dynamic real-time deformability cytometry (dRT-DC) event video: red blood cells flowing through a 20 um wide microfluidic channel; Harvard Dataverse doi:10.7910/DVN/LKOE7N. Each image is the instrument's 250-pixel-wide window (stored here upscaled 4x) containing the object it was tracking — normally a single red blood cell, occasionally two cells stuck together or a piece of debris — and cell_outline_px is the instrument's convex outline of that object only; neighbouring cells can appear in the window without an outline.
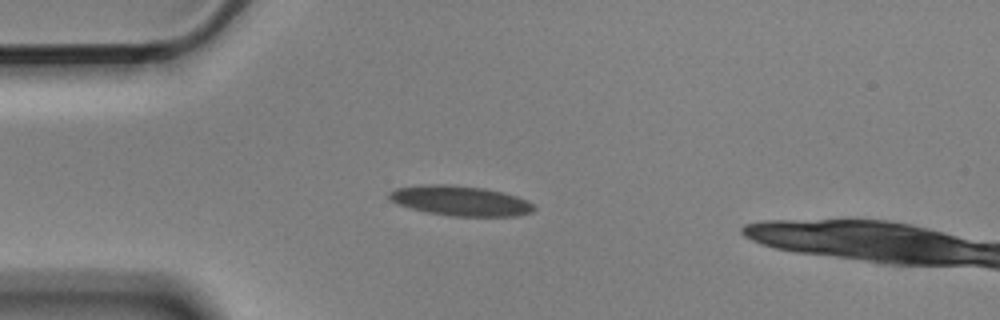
{"species": "Egyptian fruit bat (a non-hibernating species)", "species_latin": "Rousettus aegyptiacus", "temperature_condition": "cold", "stored_images_in_passage": 12, "camera_frame_rate_fps": 3000, "um_per_image_px": 0.085, "animal": {"sex": "male"}, "frame": {"image": 1, "passage_image": 2, "time_ms": 0.333, "image_size_px": [1000, 320], "cell_outline_px": [[536, 208], [532, 212], [516, 216], [448, 216], [424, 212], [396, 204], [388, 200], [388, 192], [396, 188], [420, 184], [448, 184], [484, 188], [504, 192], [516, 196], [532, 204]], "centroid_in_image_um": [39.05, 17.06], "position_along_channel_um": 45.9, "area_um2": 25.61}}
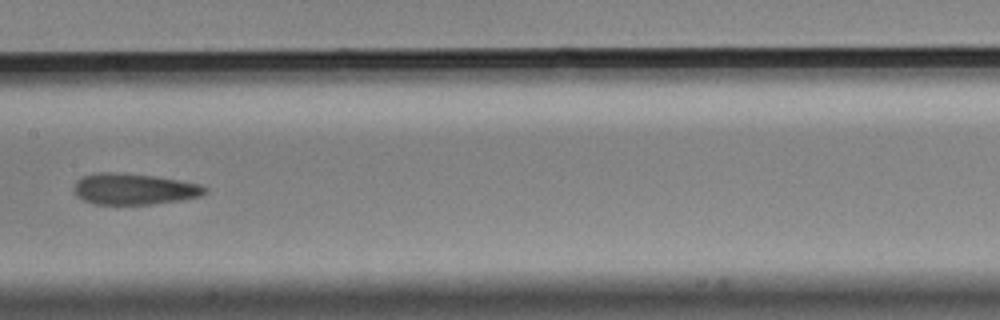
{"frame": {"image": 2, "passage_image": 6, "time_ms": 1.667, "image_size_px": [1000, 320], "cell_outline_px": [[208, 192], [200, 196], [184, 200], [152, 204], [92, 204], [76, 196], [72, 192], [72, 188], [76, 180], [84, 176], [100, 172], [108, 172], [152, 176], [200, 184], [208, 188]], "centroid_in_image_um": [11.37, 16.08], "position_along_channel_um": 196.0, "area_um2": 23.81}}
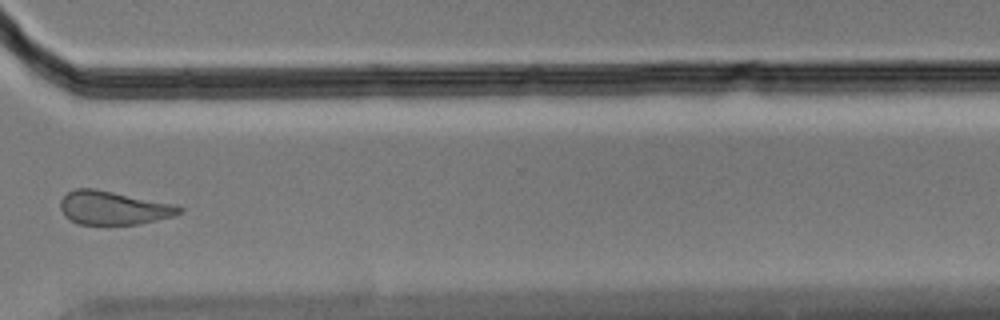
{"frame": {"image": 3, "passage_image": 10, "time_ms": 3.0, "image_size_px": [1000, 320], "cell_outline_px": [[184, 212], [172, 216], [140, 224], [80, 224], [64, 216], [60, 208], [60, 200], [68, 192], [76, 188], [92, 188], [176, 204], [184, 208]], "centroid_in_image_um": [9.66, 17.67], "position_along_channel_um": 360.9, "area_um2": 23.18}}